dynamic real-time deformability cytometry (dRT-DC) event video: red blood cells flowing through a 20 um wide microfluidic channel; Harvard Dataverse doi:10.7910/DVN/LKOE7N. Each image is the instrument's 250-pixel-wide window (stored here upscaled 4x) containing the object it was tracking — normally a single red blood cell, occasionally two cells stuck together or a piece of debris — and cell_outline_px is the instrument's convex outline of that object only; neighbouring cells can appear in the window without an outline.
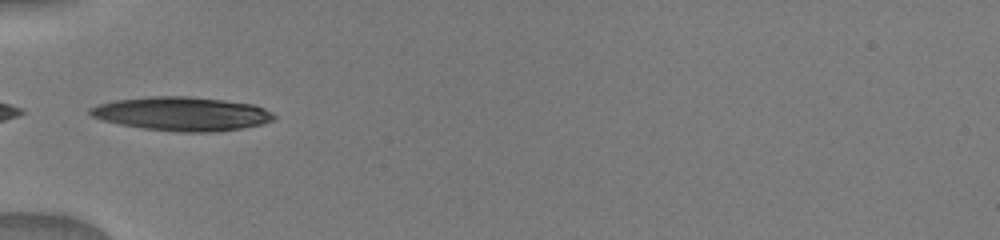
{"species": "human", "species_latin": "Homo sapiens", "temperature_condition": "warm", "stored_images_in_passage": 51, "camera_frame_rate_fps": 3000, "um_per_image_px": 0.085, "donor": {"sex": "male"}, "frame": {"image": 1, "passage_image": 1, "time_ms": 0.0, "image_size_px": [1000, 240], "cell_outline_px": [[276, 116], [272, 120], [260, 124], [240, 128], [216, 132], [180, 132], [144, 128], [120, 124], [104, 120], [92, 116], [88, 112], [88, 108], [100, 104], [116, 100], [148, 96], [188, 96], [252, 104], [264, 108], [272, 112]], "centroid_in_image_um": [15.45, 9.67], "position_along_channel_um": 69.6, "area_um2": 35.89}}
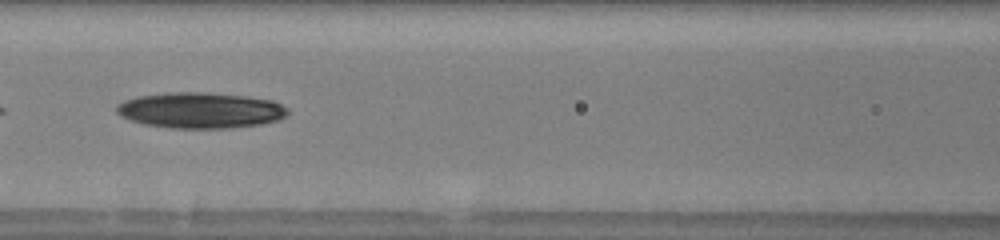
{"frame": {"image": 2, "passage_image": 14, "time_ms": 2.0, "image_size_px": [1000, 240], "cell_outline_px": [[288, 112], [280, 120], [260, 124], [228, 128], [172, 128], [144, 124], [120, 116], [116, 112], [116, 108], [124, 100], [140, 96], [172, 92], [208, 92], [248, 96], [272, 100], [288, 108]], "centroid_in_image_um": [17.06, 9.37], "position_along_channel_um": 149.5, "area_um2": 35.66}}
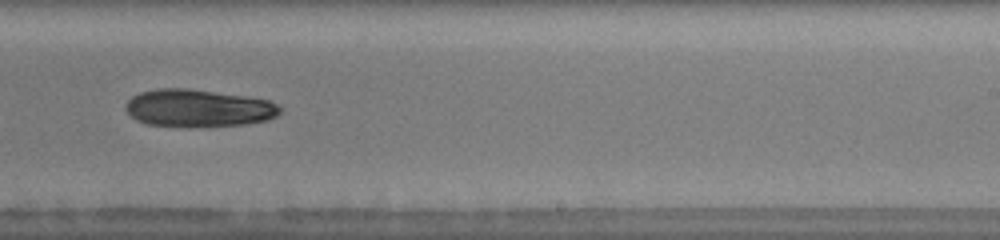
{"frame": {"image": 3, "passage_image": 35, "time_ms": 5.0, "image_size_px": [1000, 240], "cell_outline_px": [[284, 108], [276, 116], [268, 120], [244, 124], [148, 124], [136, 120], [124, 108], [124, 104], [132, 96], [140, 92], [156, 88], [188, 88], [248, 96], [268, 100]], "centroid_in_image_um": [16.86, 9.13], "position_along_channel_um": 272.1, "area_um2": 32.89}}